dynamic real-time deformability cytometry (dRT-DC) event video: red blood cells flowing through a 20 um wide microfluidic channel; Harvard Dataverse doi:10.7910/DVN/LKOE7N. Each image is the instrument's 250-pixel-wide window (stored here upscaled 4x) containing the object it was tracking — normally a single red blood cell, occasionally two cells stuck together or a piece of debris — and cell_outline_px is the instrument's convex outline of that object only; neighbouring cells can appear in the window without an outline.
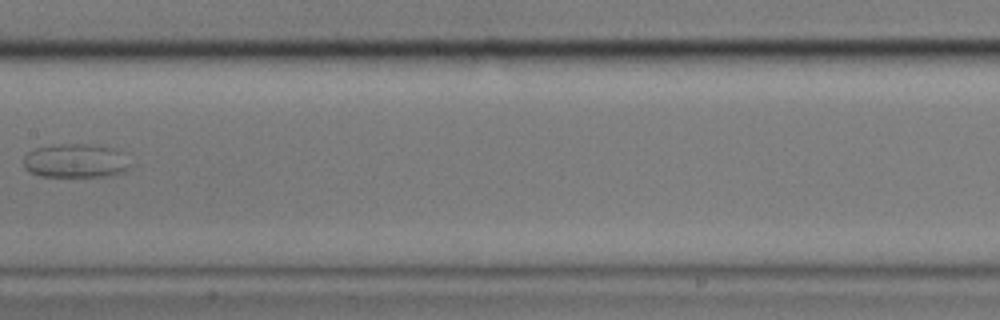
{"species": "common noctule bat (a hibernating species)", "species_latin": "Nyctalus noctula", "temperature_condition": "cold", "stored_images_in_passage": 15, "camera_frame_rate_fps": 3000, "um_per_image_px": 0.085, "animal": {"sex": "male", "body_mass_g": 17.9}, "frame": {"image": 1, "passage_image": 7, "time_ms": 8.667, "image_size_px": [1000, 320], "cell_outline_px": [[136, 164], [132, 168], [124, 172], [112, 176], [40, 176], [28, 172], [24, 168], [24, 156], [28, 152], [36, 148], [60, 144], [88, 144], [112, 148], [124, 152]], "centroid_in_image_um": [6.54, 13.68], "position_along_channel_um": 200.9, "area_um2": 21.68}}
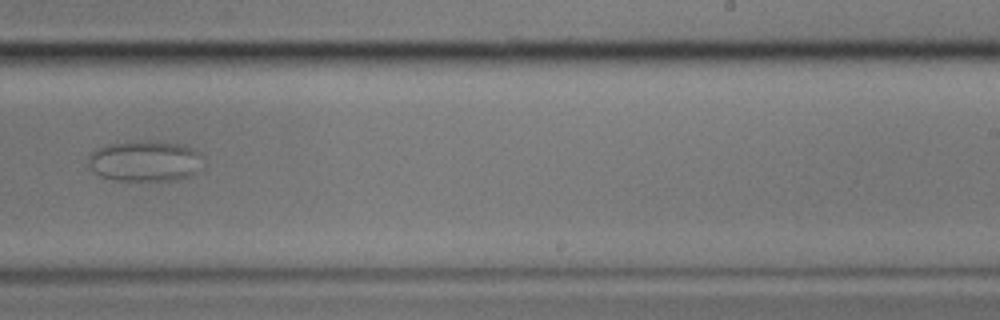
{"frame": {"image": 2, "passage_image": 9, "time_ms": 11.0, "image_size_px": [1000, 320], "cell_outline_px": [[204, 156], [196, 172], [188, 176], [176, 180], [116, 180], [100, 176], [88, 168], [88, 152], [104, 144], [128, 140], [144, 140], [180, 144], [196, 148]], "centroid_in_image_um": [12.27, 13.65], "position_along_channel_um": 276.7, "area_um2": 27.98}, "authors_computed_cell_mechanics": {"area_um2": 21.675, "velocity_mm_per_s": 3.2579, "shape_relaxation_time_tau1_ms": 7.6368, "shape_relaxation_time_tau2_ms": 1.4791, "deformation_change_tau1": 0.334, "deformation_change_tau2": null}}